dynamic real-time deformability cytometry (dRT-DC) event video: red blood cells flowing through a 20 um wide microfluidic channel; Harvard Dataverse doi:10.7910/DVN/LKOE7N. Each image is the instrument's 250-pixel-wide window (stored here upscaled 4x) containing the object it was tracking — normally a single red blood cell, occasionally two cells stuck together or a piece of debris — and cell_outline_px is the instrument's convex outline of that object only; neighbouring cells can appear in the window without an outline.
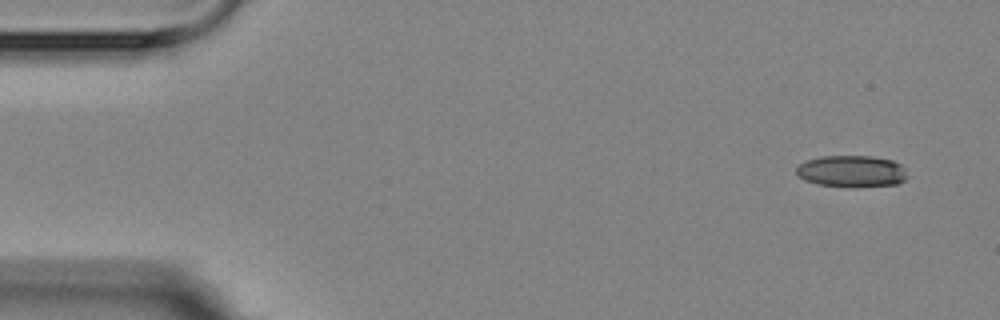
{"species": "Egyptian fruit bat (a non-hibernating species)", "species_latin": "Rousettus aegyptiacus", "temperature_condition": "room temperature", "stored_images_in_passage": 8, "camera_frame_rate_fps": 3000, "um_per_image_px": 0.085, "animal": {"sex": "female"}, "frame": {"image": 1, "passage_image": 1, "time_ms": 0.0, "image_size_px": [1000, 320], "cell_outline_px": [[908, 176], [904, 180], [896, 184], [856, 188], [816, 184], [804, 180], [796, 172], [796, 168], [800, 164], [808, 160], [824, 156], [872, 156], [892, 160], [900, 164], [904, 168]], "centroid_in_image_um": [72.41, 14.57], "position_along_channel_um": 12.6, "area_um2": 20.63}}
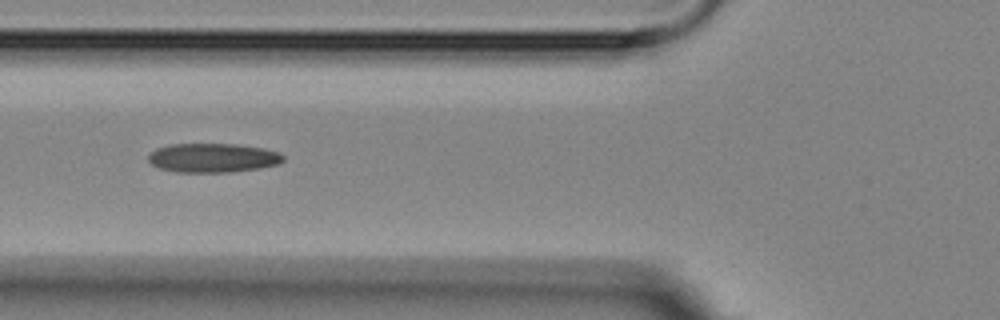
{"frame": {"image": 2, "passage_image": 5, "time_ms": 5.667, "image_size_px": [1000, 320], "cell_outline_px": [[284, 160], [276, 164], [260, 168], [232, 172], [176, 172], [160, 168], [152, 164], [148, 160], [148, 156], [156, 148], [172, 144], [236, 144], [264, 148], [280, 152], [284, 156]], "centroid_in_image_um": [18.11, 13.41], "position_along_channel_um": 107.7, "area_um2": 22.89}}
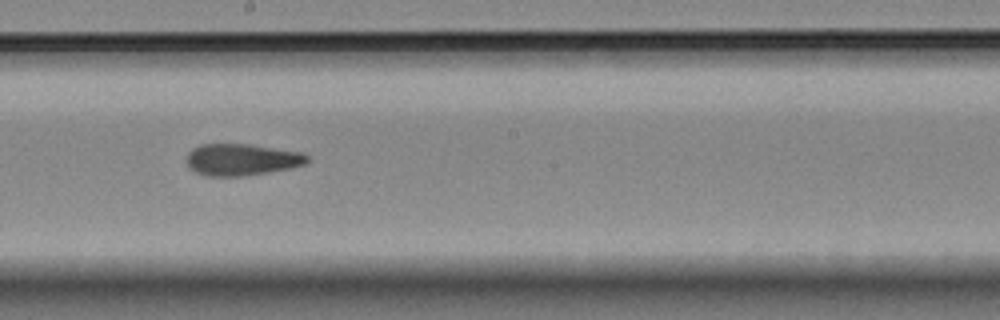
{"frame": {"image": 3, "passage_image": 8, "time_ms": 9.0, "image_size_px": [1000, 320], "cell_outline_px": [[308, 160], [304, 164], [288, 168], [244, 176], [204, 176], [196, 172], [188, 164], [188, 152], [192, 148], [200, 144], [248, 144], [304, 152], [308, 156]], "centroid_in_image_um": [20.54, 13.56], "position_along_channel_um": 227.7, "area_um2": 22.14}}